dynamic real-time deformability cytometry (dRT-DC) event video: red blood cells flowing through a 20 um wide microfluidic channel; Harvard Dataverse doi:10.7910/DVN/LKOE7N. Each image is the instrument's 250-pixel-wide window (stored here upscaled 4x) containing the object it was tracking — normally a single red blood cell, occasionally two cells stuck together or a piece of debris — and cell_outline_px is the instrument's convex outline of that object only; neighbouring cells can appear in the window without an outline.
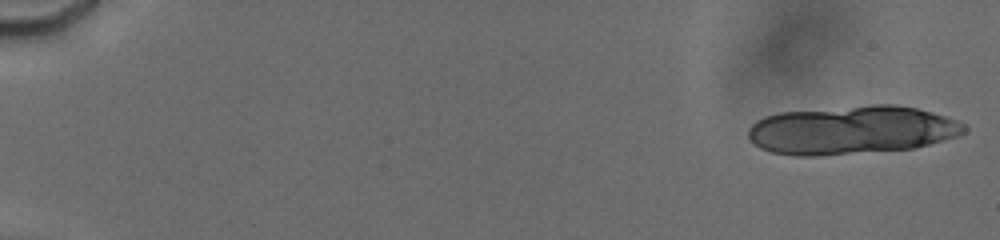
{"species": "human", "species_latin": "Homo sapiens", "temperature_condition": "cold", "stored_images_in_passage": 16, "camera_frame_rate_fps": 3000, "um_per_image_px": 0.085, "donor": {"sex": "male"}, "frame": {"image": 1, "passage_image": 1, "time_ms": 0.0, "image_size_px": [1000, 240], "cell_outline_px": [[968, 128], [964, 132], [956, 136], [916, 148], [816, 156], [792, 156], [772, 152], [760, 148], [748, 136], [748, 128], [756, 120], [764, 116], [780, 112], [872, 104], [896, 104], [916, 108], [932, 112], [956, 120], [964, 124]], "centroid_in_image_um": [72.37, 11.05], "position_along_channel_um": 12.6, "area_um2": 61.15}}